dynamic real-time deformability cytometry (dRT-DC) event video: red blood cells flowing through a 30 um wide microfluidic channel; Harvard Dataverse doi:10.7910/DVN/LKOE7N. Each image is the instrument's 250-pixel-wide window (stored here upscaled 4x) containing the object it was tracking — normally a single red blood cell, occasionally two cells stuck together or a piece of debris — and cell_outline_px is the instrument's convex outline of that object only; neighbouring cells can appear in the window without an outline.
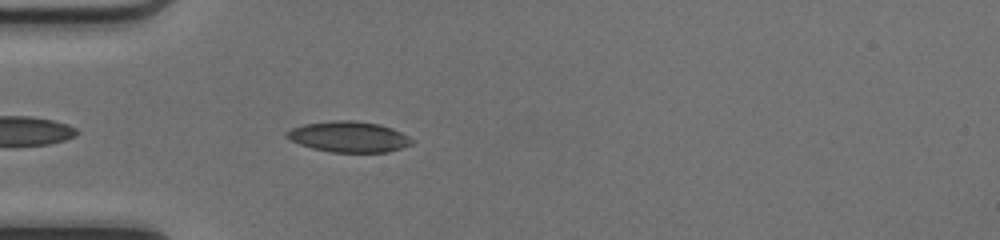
{"species": "common noctule bat (a hibernating species)", "species_latin": "Nyctalus noctula", "temperature_condition": "cold", "stored_images_in_passage": 19, "camera_frame_rate_fps": 3000, "um_per_image_px": 0.085, "animal": {"sex": "female", "body_mass_g": 17.0, "forearm_length_mm": 48.0}, "frame": {"image": 1, "passage_image": 4, "time_ms": 1.0, "image_size_px": [1000, 240], "cell_outline_px": [[412, 144], [388, 152], [332, 152], [312, 148], [300, 144], [284, 136], [284, 132], [292, 128], [304, 124], [336, 120], [352, 120], [380, 124], [392, 128], [408, 136], [412, 140]], "centroid_in_image_um": [29.63, 11.62], "position_along_channel_um": 55.4, "area_um2": 22.31}}
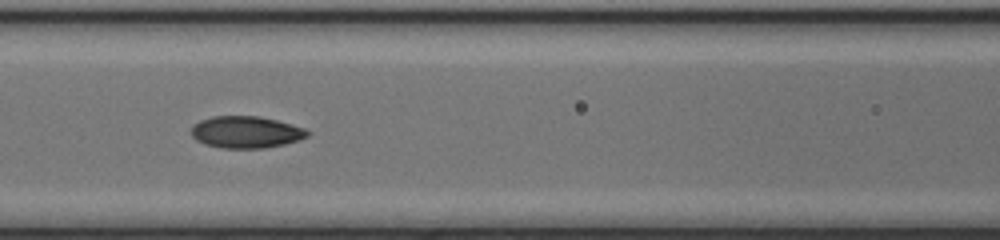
{"frame": {"image": 2, "passage_image": 11, "time_ms": 3.333, "image_size_px": [1000, 240], "cell_outline_px": [[308, 136], [300, 140], [284, 144], [264, 148], [220, 148], [204, 144], [196, 140], [192, 136], [192, 124], [200, 120], [212, 116], [260, 116], [292, 124], [304, 128], [308, 132]], "centroid_in_image_um": [20.89, 11.23], "position_along_channel_um": 145.7, "area_um2": 21.68}}
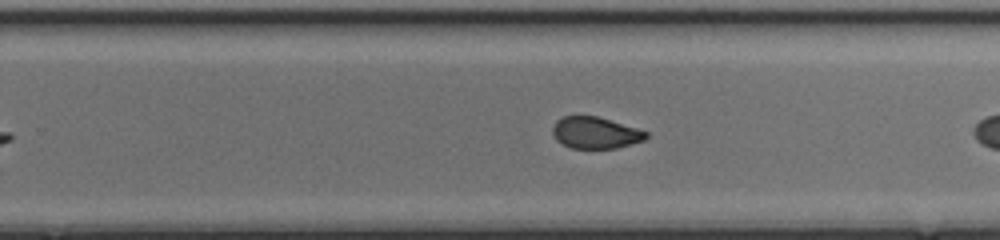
{"frame": {"image": 3, "passage_image": 18, "time_ms": 5.667, "image_size_px": [1000, 240], "cell_outline_px": [[648, 136], [644, 140], [632, 144], [616, 148], [572, 148], [556, 140], [552, 132], [552, 128], [556, 120], [564, 116], [596, 116], [636, 128], [648, 132]], "centroid_in_image_um": [50.6, 11.29], "position_along_channel_um": 279.2, "area_um2": 17.05}}